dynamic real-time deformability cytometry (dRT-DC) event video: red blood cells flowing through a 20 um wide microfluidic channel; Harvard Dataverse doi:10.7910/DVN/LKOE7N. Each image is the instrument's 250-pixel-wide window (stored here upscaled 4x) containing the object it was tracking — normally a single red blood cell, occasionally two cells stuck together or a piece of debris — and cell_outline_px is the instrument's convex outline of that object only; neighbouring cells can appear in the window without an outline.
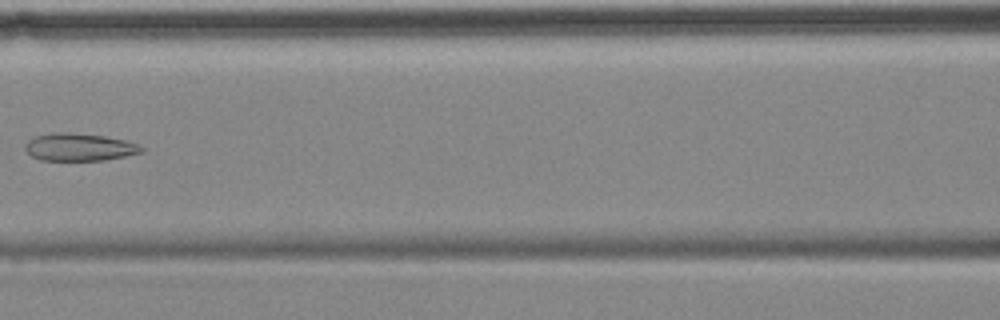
{"species": "common noctule bat (a hibernating species)", "species_latin": "Nyctalus noctula", "temperature_condition": "cold", "stored_images_in_passage": 7, "camera_frame_rate_fps": 3000, "um_per_image_px": 0.085, "animal": {"sex": "female", "body_mass_g": 18.4}, "frame": {"image": 1, "passage_image": 7, "time_ms": 7.667, "image_size_px": [1000, 320], "cell_outline_px": [[144, 152], [104, 160], [40, 160], [32, 156], [24, 148], [24, 144], [28, 140], [36, 136], [56, 132], [68, 132], [104, 136], [124, 140], [140, 144], [144, 148]], "centroid_in_image_um": [6.75, 12.5], "position_along_channel_um": 159.9, "area_um2": 18.67}}